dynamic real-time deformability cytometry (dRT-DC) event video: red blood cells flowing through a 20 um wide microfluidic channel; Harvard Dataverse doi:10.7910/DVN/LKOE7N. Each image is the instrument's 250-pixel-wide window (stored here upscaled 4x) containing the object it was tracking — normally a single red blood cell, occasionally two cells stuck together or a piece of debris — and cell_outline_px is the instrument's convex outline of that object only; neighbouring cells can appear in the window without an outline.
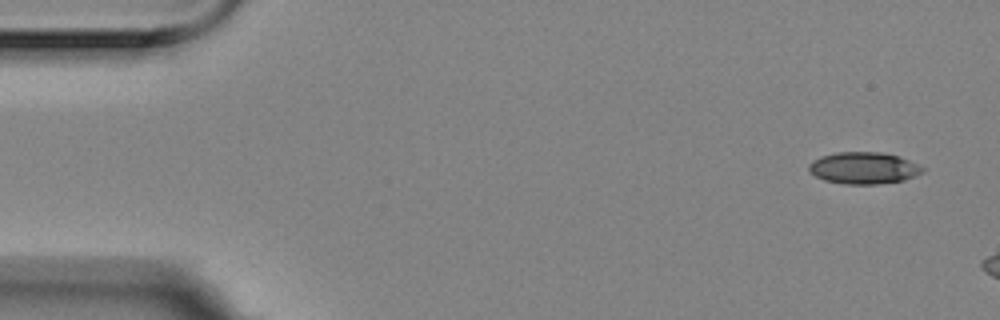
{"species": "Egyptian fruit bat (a non-hibernating species)", "species_latin": "Rousettus aegyptiacus", "temperature_condition": "room temperature", "stored_images_in_passage": 7, "segment_of_instrument_passage": [1, 2], "camera_frame_rate_fps": 3000, "um_per_image_px": 0.085, "animal": {"sex": "female"}, "frame": {"image": 1, "passage_image": 1, "time_ms": 0.0, "image_size_px": [1000, 320], "cell_outline_px": [[924, 172], [916, 176], [904, 180], [876, 184], [844, 184], [824, 180], [816, 176], [808, 168], [808, 164], [812, 160], [820, 156], [836, 152], [880, 152], [900, 156], [924, 168]], "centroid_in_image_um": [73.41, 14.28], "position_along_channel_um": 11.6, "area_um2": 21.1}}
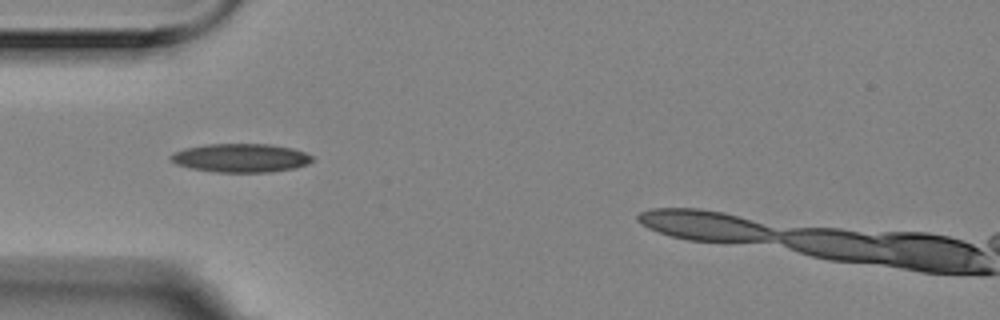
{"frame": {"image": 2, "passage_image": 5, "time_ms": 1.333, "image_size_px": [1000, 320], "cell_outline_px": [[312, 160], [308, 164], [296, 168], [268, 172], [216, 172], [192, 168], [176, 164], [168, 160], [168, 156], [172, 152], [184, 148], [204, 144], [268, 144], [292, 148], [304, 152], [312, 156]], "centroid_in_image_um": [20.41, 13.42], "position_along_channel_um": 64.6, "area_um2": 23.76}}
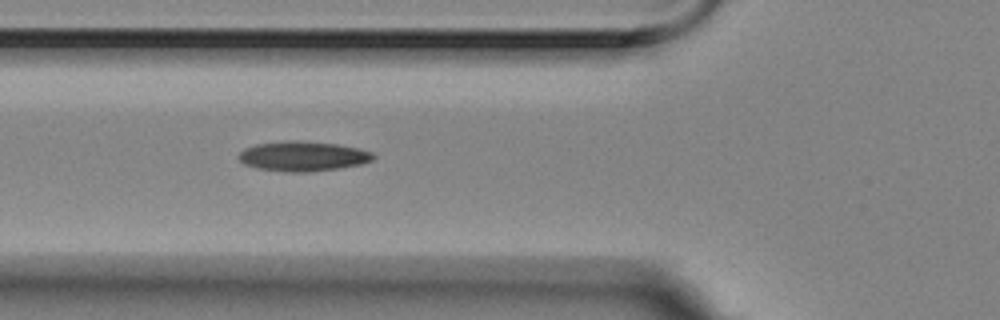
{"frame": {"image": 3, "passage_image": 6, "time_ms": 1.667, "image_size_px": [1000, 320], "cell_outline_px": [[376, 156], [372, 160], [360, 164], [340, 168], [308, 172], [284, 172], [256, 168], [244, 164], [236, 156], [244, 148], [256, 144], [284, 140], [300, 140], [336, 144], [360, 148], [372, 152]], "centroid_in_image_um": [25.72, 13.27], "position_along_channel_um": 100.1, "area_um2": 23.7}}